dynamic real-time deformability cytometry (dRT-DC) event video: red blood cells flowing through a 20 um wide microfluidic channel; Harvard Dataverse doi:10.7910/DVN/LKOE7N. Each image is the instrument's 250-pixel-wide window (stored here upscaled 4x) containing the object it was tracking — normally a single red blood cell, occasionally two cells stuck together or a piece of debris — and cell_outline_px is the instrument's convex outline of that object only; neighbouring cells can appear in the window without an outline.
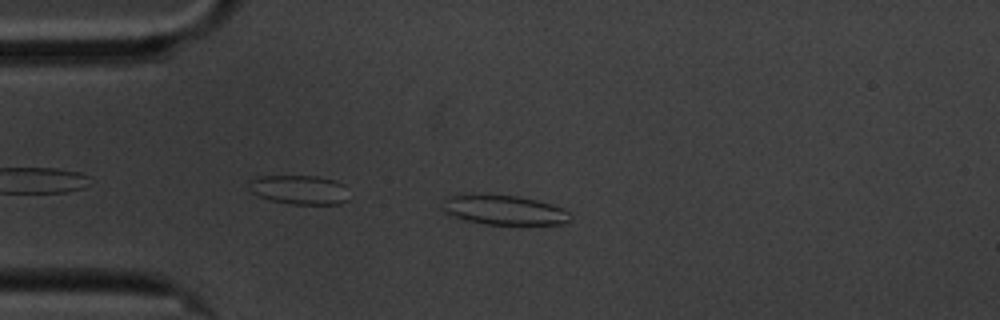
{"species": "common noctule bat (a hibernating species)", "species_latin": "Nyctalus noctula", "temperature_condition": "cold", "stored_images_in_passage": 38, "camera_frame_rate_fps": 3000, "um_per_image_px": 0.085, "animal": {"sex": "male", "body_mass_g": 20.1, "forearm_length_mm": 53.5}, "frame": {"image": 1, "passage_image": 1, "time_ms": 0.0, "image_size_px": [1000, 320], "cell_outline_px": [[572, 216], [564, 224], [484, 224], [464, 220], [448, 216], [440, 212], [440, 208], [444, 196], [516, 196], [536, 200], [552, 204], [564, 208]], "centroid_in_image_um": [42.78, 17.88], "position_along_channel_um": 42.2, "area_um2": 21.96}}
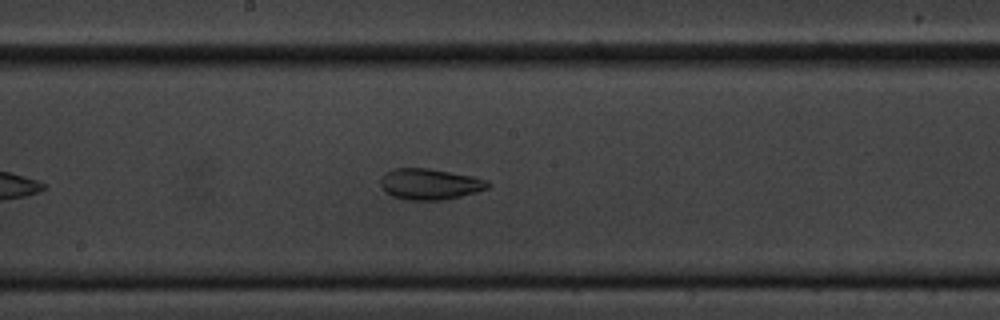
{"frame": {"image": 2, "passage_image": 18, "time_ms": 5.667, "image_size_px": [1000, 320], "cell_outline_px": [[492, 184], [488, 188], [476, 192], [444, 200], [404, 200], [392, 196], [384, 192], [380, 188], [380, 176], [384, 172], [392, 168], [428, 168], [472, 176], [488, 180]], "centroid_in_image_um": [36.48, 15.65], "position_along_channel_um": 211.7, "area_um2": 19.77}}
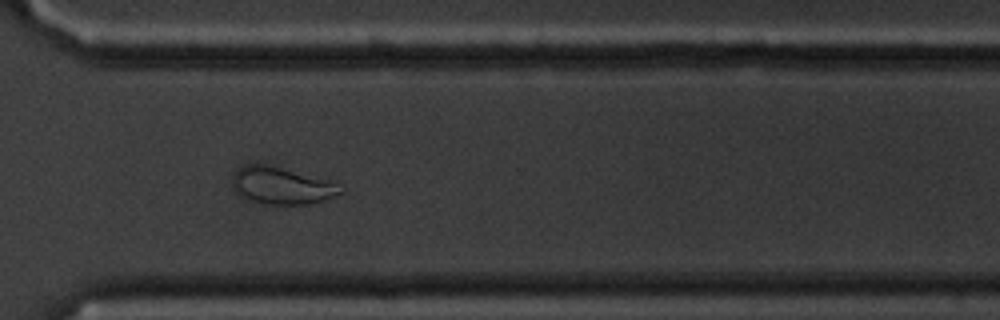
{"frame": {"image": 3, "passage_image": 30, "time_ms": 9.667, "image_size_px": [1000, 320], "cell_outline_px": [[344, 192], [324, 200], [308, 204], [268, 204], [252, 200], [240, 196], [236, 192], [232, 184], [232, 180], [236, 172], [244, 164], [264, 164], [328, 176], [344, 188]], "centroid_in_image_um": [24.07, 15.75], "position_along_channel_um": 346.5, "area_um2": 24.04}, "authors_computed_cell_mechanics": {"area_um2": 20.2878, "velocity_mm_per_s": 3.3843, "shape_relaxation_time_tau1_ms": null, "shape_relaxation_time_tau2_ms": 2.3657, "deformation_change_tau1": null, "deformation_change_tau2": 0.0751}}